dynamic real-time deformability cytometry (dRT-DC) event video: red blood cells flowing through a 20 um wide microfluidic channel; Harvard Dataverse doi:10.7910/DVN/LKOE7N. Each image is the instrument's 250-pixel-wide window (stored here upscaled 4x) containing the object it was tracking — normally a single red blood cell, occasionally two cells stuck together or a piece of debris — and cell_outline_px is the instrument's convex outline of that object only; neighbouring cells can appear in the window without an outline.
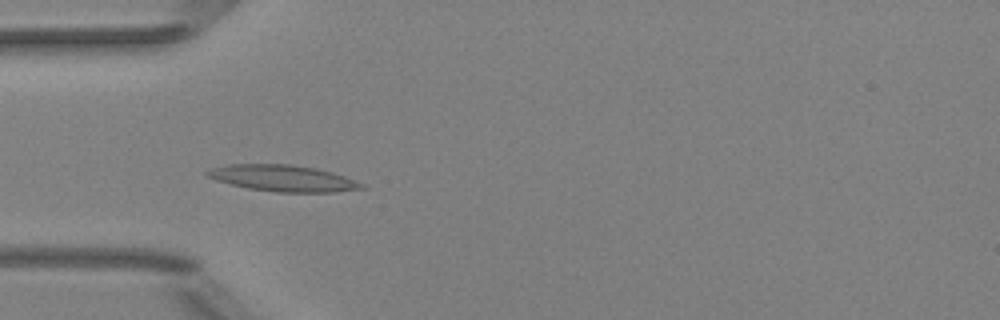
{"species": "Egyptian fruit bat (a non-hibernating species)", "species_latin": "Rousettus aegyptiacus", "temperature_condition": "room temperature", "stored_images_in_passage": 6, "camera_frame_rate_fps": 3000, "um_per_image_px": 0.085, "animal": {"sex": "female"}, "frame": {"image": 1, "passage_image": 5, "time_ms": 4.667, "image_size_px": [1000, 320], "cell_outline_px": [[364, 188], [332, 192], [276, 192], [248, 188], [216, 180], [208, 176], [204, 172], [208, 168], [228, 164], [288, 164], [316, 168], [332, 172], [344, 176], [364, 184]], "centroid_in_image_um": [24.01, 15.14], "position_along_channel_um": 61.0, "area_um2": 23.58}}
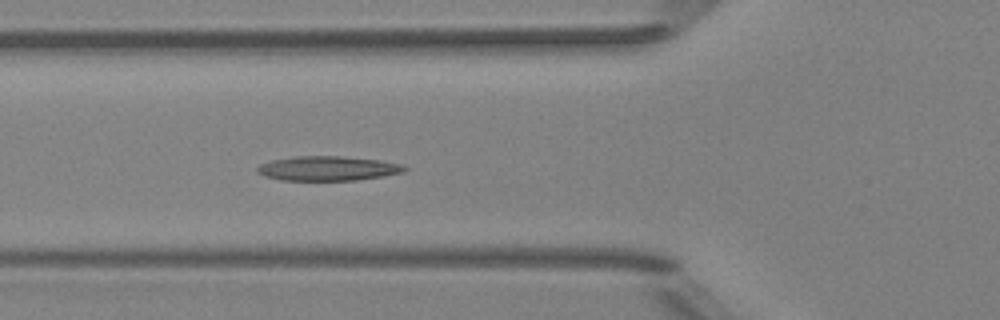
{"frame": {"image": 2, "passage_image": 6, "time_ms": 5.667, "image_size_px": [1000, 320], "cell_outline_px": [[408, 168], [404, 172], [384, 176], [356, 180], [280, 180], [264, 176], [256, 172], [256, 168], [260, 164], [272, 160], [296, 156], [340, 156], [380, 160], [404, 164]], "centroid_in_image_um": [27.88, 14.31], "position_along_channel_um": 97.9, "area_um2": 21.15}}